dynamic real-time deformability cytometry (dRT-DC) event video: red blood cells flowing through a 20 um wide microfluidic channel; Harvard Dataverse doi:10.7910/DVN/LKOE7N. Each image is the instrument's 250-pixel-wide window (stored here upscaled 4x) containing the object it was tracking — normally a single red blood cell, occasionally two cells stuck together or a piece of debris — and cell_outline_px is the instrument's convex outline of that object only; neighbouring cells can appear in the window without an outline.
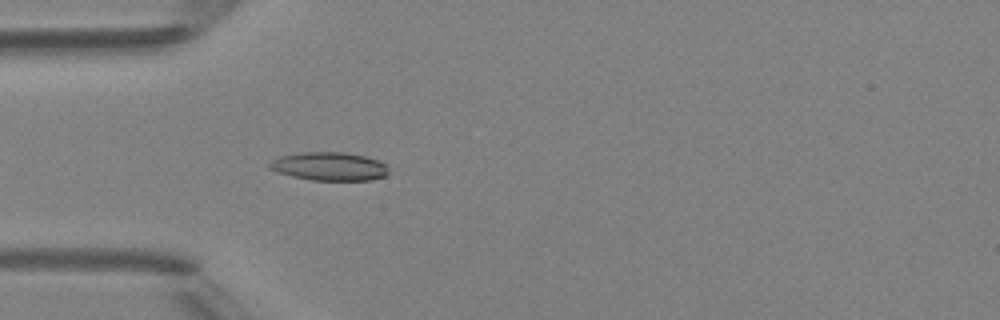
{"species": "Egyptian fruit bat (a non-hibernating species)", "species_latin": "Rousettus aegyptiacus", "temperature_condition": "room temperature", "stored_images_in_passage": 4, "camera_frame_rate_fps": 3000, "um_per_image_px": 0.085, "animal": {"sex": "female"}, "frame": {"image": 1, "passage_image": 4, "time_ms": 3.333, "image_size_px": [1000, 320], "cell_outline_px": [[388, 176], [372, 180], [312, 180], [292, 176], [276, 172], [268, 168], [268, 164], [272, 160], [280, 156], [300, 152], [344, 152], [364, 156], [388, 164]], "centroid_in_image_um": [28.0, 14.14], "position_along_channel_um": 57.0, "area_um2": 19.88}}